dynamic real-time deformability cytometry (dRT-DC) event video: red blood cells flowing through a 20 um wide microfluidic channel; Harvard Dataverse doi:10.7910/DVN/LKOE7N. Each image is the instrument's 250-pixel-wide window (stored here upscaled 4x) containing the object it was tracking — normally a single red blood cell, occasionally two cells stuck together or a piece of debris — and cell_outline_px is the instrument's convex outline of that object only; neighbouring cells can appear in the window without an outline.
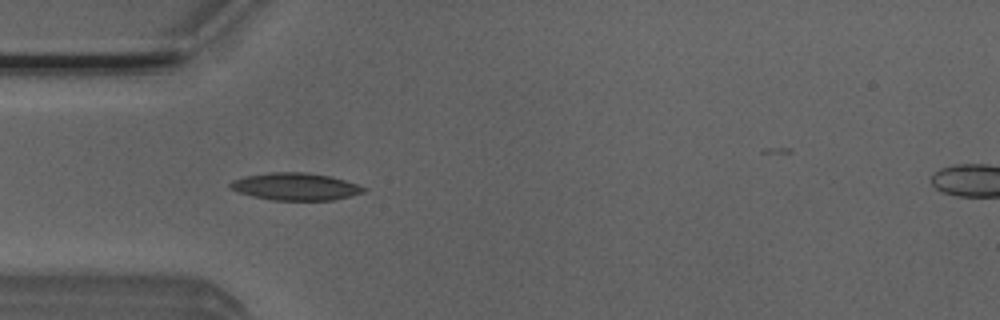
{"species": "Egyptian fruit bat (a non-hibernating species)", "species_latin": "Rousettus aegyptiacus", "temperature_condition": "room temperature", "stored_images_in_passage": 4, "camera_frame_rate_fps": 3000, "um_per_image_px": 0.085, "animal": {"sex": "male"}, "frame": {"image": 1, "passage_image": 3, "time_ms": 0.667, "image_size_px": [1000, 320], "cell_outline_px": [[368, 188], [364, 192], [352, 196], [332, 200], [272, 200], [252, 196], [240, 192], [232, 188], [228, 184], [232, 180], [244, 176], [268, 172], [304, 172], [332, 176]], "centroid_in_image_um": [25.13, 15.85], "position_along_channel_um": 59.9, "area_um2": 21.27}}